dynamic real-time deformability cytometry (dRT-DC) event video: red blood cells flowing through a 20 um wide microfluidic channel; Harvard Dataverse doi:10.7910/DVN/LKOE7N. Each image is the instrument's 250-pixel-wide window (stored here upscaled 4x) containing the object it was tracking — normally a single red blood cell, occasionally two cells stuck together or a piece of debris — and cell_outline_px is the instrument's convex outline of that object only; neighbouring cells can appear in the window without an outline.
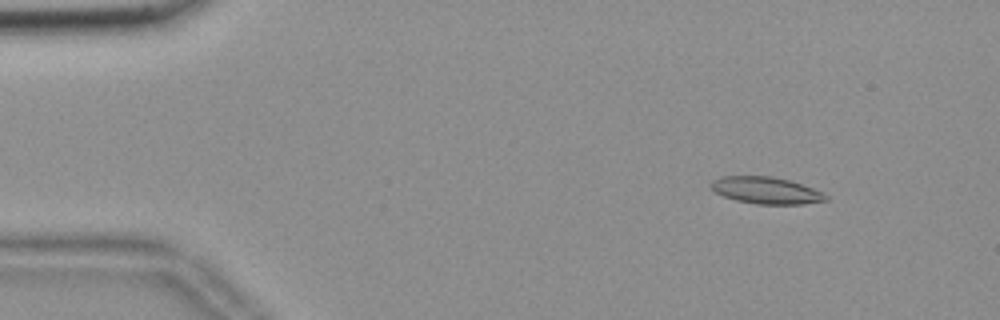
{"species": "common noctule bat (a hibernating species)", "species_latin": "Nyctalus noctula", "temperature_condition": "room temperature", "stored_images_in_passage": 57, "segment_of_instrument_passage": [1, 2], "camera_frame_rate_fps": 3000, "um_per_image_px": 0.085, "animal": {"sex": "female", "body_mass_g": 18.4}, "frame": {"image": 1, "passage_image": 7, "time_ms": 2.0, "image_size_px": [1000, 320], "cell_outline_px": [[828, 200], [804, 204], [756, 204], [736, 200], [724, 196], [716, 192], [708, 184], [712, 180], [724, 176], [772, 176], [788, 180], [812, 188], [828, 196]], "centroid_in_image_um": [65.09, 16.18], "position_along_channel_um": 19.9, "area_um2": 17.8}}
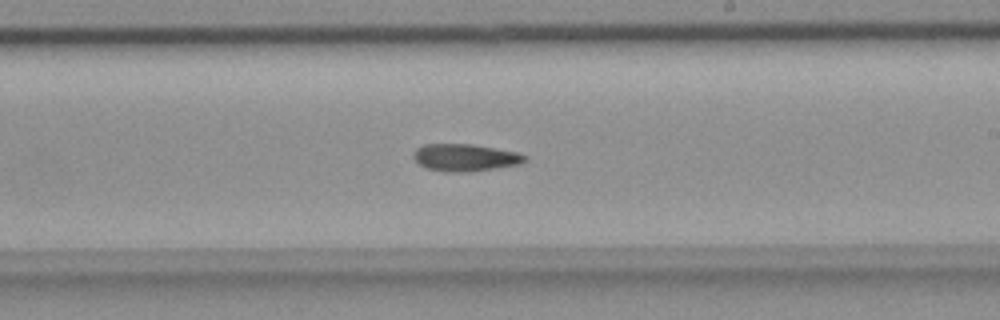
{"frame": {"image": 2, "passage_image": 33, "time_ms": 10.667, "image_size_px": [1000, 320], "cell_outline_px": [[524, 160], [520, 164], [472, 172], [444, 172], [424, 168], [416, 160], [416, 148], [424, 144], [472, 144], [516, 152], [524, 156]], "centroid_in_image_um": [39.51, 13.4], "position_along_channel_um": 249.5, "area_um2": 17.46}}
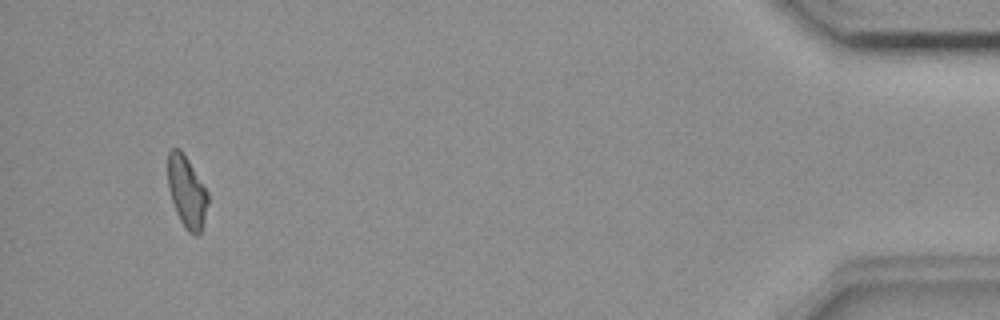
{"frame": {"image": 3, "passage_image": 53, "time_ms": 17.333, "image_size_px": [1000, 320], "cell_outline_px": [[208, 204], [200, 232], [196, 236], [188, 232], [184, 228], [176, 212], [172, 200], [168, 184], [168, 152], [172, 148], [180, 148], [188, 160], [208, 192]], "centroid_in_image_um": [15.87, 16.31], "position_along_channel_um": 419.3, "area_um2": 16.53}}